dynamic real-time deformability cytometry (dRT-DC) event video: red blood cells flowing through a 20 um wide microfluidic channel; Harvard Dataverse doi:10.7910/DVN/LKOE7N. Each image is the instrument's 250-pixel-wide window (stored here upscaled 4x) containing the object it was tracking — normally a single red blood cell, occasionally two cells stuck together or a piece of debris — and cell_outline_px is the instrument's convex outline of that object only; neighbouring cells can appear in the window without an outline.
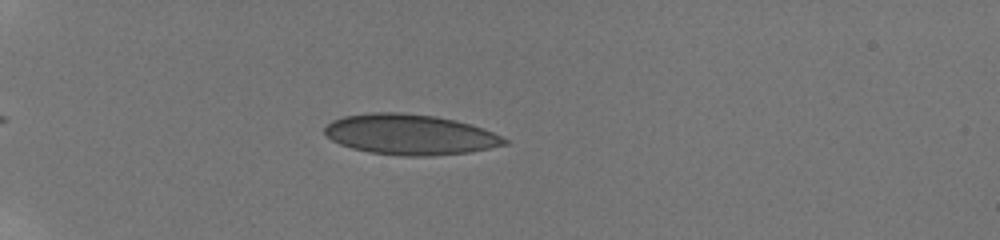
{"species": "human", "species_latin": "Homo sapiens", "temperature_condition": "room temperature", "stored_images_in_passage": 8, "camera_frame_rate_fps": 3000, "um_per_image_px": 0.085, "donor": {"sex": "male"}, "frame": {"image": 1, "passage_image": 4, "time_ms": 2.0, "image_size_px": [1000, 240], "cell_outline_px": [[508, 144], [468, 152], [428, 156], [404, 156], [368, 152], [352, 148], [340, 144], [332, 140], [324, 132], [324, 128], [332, 120], [344, 116], [372, 112], [396, 112], [436, 116], [456, 120], [472, 124], [492, 132], [508, 140]], "centroid_in_image_um": [34.84, 11.43], "position_along_channel_um": 50.2, "area_um2": 42.25}}
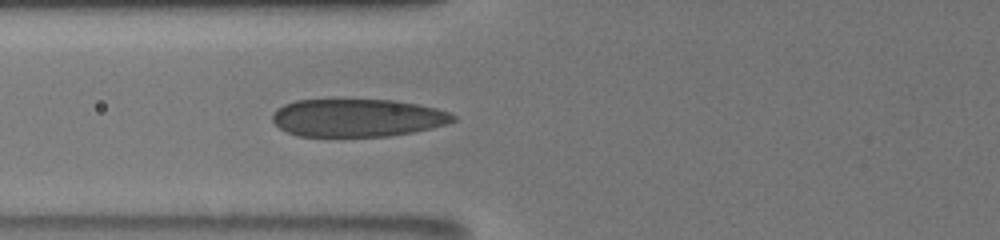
{"frame": {"image": 2, "passage_image": 8, "time_ms": 4.333, "image_size_px": [1000, 240], "cell_outline_px": [[456, 120], [448, 124], [432, 128], [412, 132], [388, 136], [300, 136], [288, 132], [280, 128], [272, 120], [272, 116], [276, 108], [284, 104], [296, 100], [396, 100], [436, 108], [448, 112], [456, 116]], "centroid_in_image_um": [30.39, 10.01], "position_along_channel_um": 95.4, "area_um2": 39.77}}